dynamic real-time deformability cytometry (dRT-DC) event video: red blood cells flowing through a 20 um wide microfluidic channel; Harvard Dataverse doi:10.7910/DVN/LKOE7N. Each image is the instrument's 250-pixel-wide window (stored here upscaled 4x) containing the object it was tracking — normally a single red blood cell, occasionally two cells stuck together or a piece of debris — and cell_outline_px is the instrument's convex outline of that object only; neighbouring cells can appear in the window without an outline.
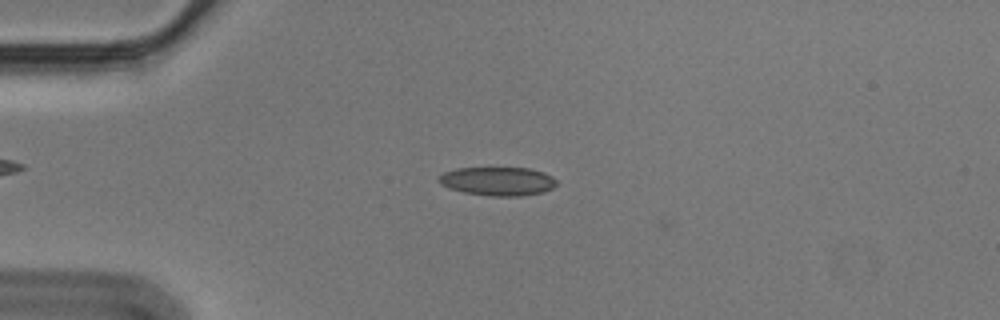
{"species": "Egyptian fruit bat (a non-hibernating species)", "species_latin": "Rousettus aegyptiacus", "temperature_condition": "cold", "stored_images_in_passage": 41, "camera_frame_rate_fps": 3000, "um_per_image_px": 0.085, "animal": {"sex": "male"}, "frame": {"image": 1, "passage_image": 3, "time_ms": 0.667, "image_size_px": [1000, 320], "cell_outline_px": [[556, 184], [552, 188], [544, 192], [520, 196], [492, 196], [464, 192], [448, 188], [440, 184], [436, 180], [444, 172], [456, 168], [528, 168], [544, 172], [552, 176], [556, 180]], "centroid_in_image_um": [42.3, 15.4], "position_along_channel_um": 42.7, "area_um2": 19.71}}
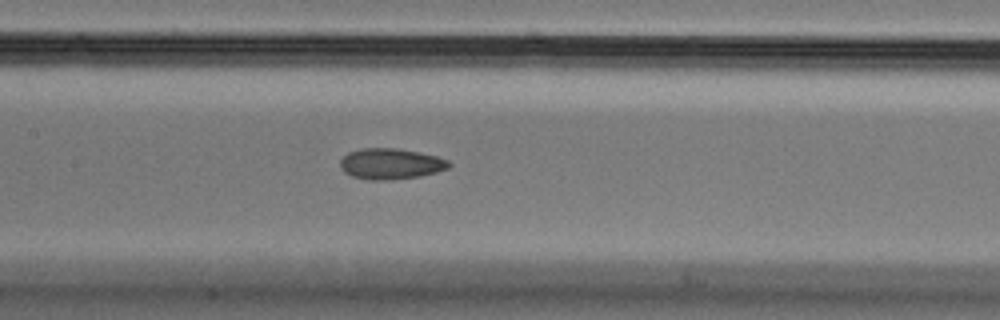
{"frame": {"image": 2, "passage_image": 16, "time_ms": 5.0, "image_size_px": [1000, 320], "cell_outline_px": [[452, 164], [448, 168], [436, 172], [420, 176], [392, 180], [368, 180], [352, 176], [344, 172], [340, 168], [340, 160], [348, 152], [364, 148], [396, 148], [436, 156], [448, 160]], "centroid_in_image_um": [33.19, 13.93], "position_along_channel_um": 174.2, "area_um2": 19.54}}
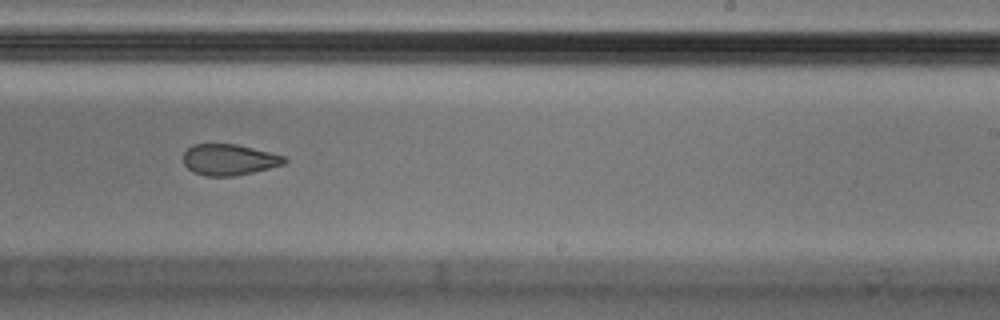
{"frame": {"image": 3, "passage_image": 24, "time_ms": 7.667, "image_size_px": [1000, 320], "cell_outline_px": [[288, 160], [284, 164], [252, 172], [232, 176], [204, 176], [192, 172], [184, 164], [184, 152], [192, 144], [236, 144], [284, 156]], "centroid_in_image_um": [19.44, 13.57], "position_along_channel_um": 269.6, "area_um2": 18.15}}